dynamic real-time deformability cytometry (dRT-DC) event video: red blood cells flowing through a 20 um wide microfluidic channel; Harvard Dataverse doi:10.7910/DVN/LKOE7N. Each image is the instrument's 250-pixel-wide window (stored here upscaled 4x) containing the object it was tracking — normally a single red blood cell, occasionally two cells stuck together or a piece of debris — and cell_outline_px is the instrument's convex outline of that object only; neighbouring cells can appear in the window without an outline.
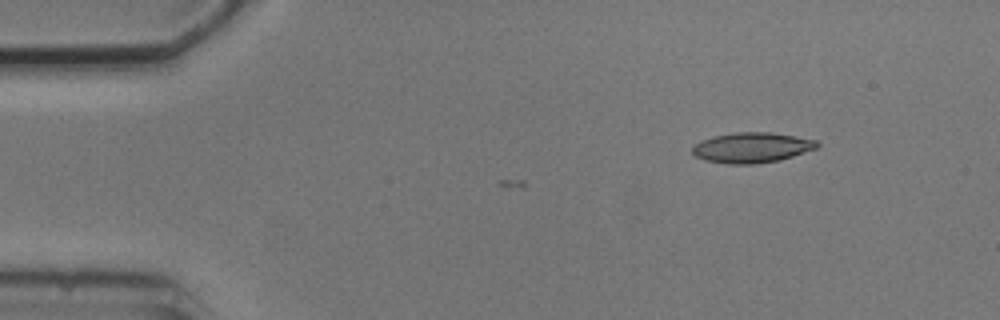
{"species": "common noctule bat (a hibernating species)", "species_latin": "Nyctalus noctula", "temperature_condition": "cold", "stored_images_in_passage": 2, "camera_frame_rate_fps": 3000, "um_per_image_px": 0.085, "animal": {"sex": "male", "body_mass_g": 20.5, "forearm_length_mm": 52.5}, "frame": {"image": 1, "passage_image": 2, "time_ms": 1.0, "image_size_px": [1000, 320], "cell_outline_px": [[820, 144], [816, 148], [792, 156], [776, 160], [752, 164], [728, 164], [704, 160], [696, 156], [692, 152], [692, 148], [700, 140], [712, 136], [736, 132], [768, 132], [796, 136], [816, 140]], "centroid_in_image_um": [63.87, 12.53], "position_along_channel_um": 21.1, "area_um2": 21.85}}